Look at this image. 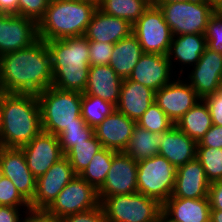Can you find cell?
I'll return each instance as SVG.
<instances>
[{
  "label": "cell",
  "instance_id": "6da1fadb",
  "mask_svg": "<svg viewBox=\"0 0 222 222\" xmlns=\"http://www.w3.org/2000/svg\"><path fill=\"white\" fill-rule=\"evenodd\" d=\"M52 84L51 56L43 39L0 56V90L5 93L37 95Z\"/></svg>",
  "mask_w": 222,
  "mask_h": 222
},
{
  "label": "cell",
  "instance_id": "7a4b0ae2",
  "mask_svg": "<svg viewBox=\"0 0 222 222\" xmlns=\"http://www.w3.org/2000/svg\"><path fill=\"white\" fill-rule=\"evenodd\" d=\"M46 43L52 63V86L83 93L90 68L89 41L84 36H80L56 39Z\"/></svg>",
  "mask_w": 222,
  "mask_h": 222
},
{
  "label": "cell",
  "instance_id": "3957f363",
  "mask_svg": "<svg viewBox=\"0 0 222 222\" xmlns=\"http://www.w3.org/2000/svg\"><path fill=\"white\" fill-rule=\"evenodd\" d=\"M42 131L37 95L5 93L2 103L0 146L21 148Z\"/></svg>",
  "mask_w": 222,
  "mask_h": 222
},
{
  "label": "cell",
  "instance_id": "277c9868",
  "mask_svg": "<svg viewBox=\"0 0 222 222\" xmlns=\"http://www.w3.org/2000/svg\"><path fill=\"white\" fill-rule=\"evenodd\" d=\"M97 7L82 0H50L37 23L38 37L45 42L84 36Z\"/></svg>",
  "mask_w": 222,
  "mask_h": 222
},
{
  "label": "cell",
  "instance_id": "5b68a950",
  "mask_svg": "<svg viewBox=\"0 0 222 222\" xmlns=\"http://www.w3.org/2000/svg\"><path fill=\"white\" fill-rule=\"evenodd\" d=\"M42 131L58 136L66 127L87 124L81 116L82 93L54 86L37 94Z\"/></svg>",
  "mask_w": 222,
  "mask_h": 222
},
{
  "label": "cell",
  "instance_id": "8992f818",
  "mask_svg": "<svg viewBox=\"0 0 222 222\" xmlns=\"http://www.w3.org/2000/svg\"><path fill=\"white\" fill-rule=\"evenodd\" d=\"M107 222H160L162 204L142 193L106 197L101 203Z\"/></svg>",
  "mask_w": 222,
  "mask_h": 222
},
{
  "label": "cell",
  "instance_id": "52a82bcc",
  "mask_svg": "<svg viewBox=\"0 0 222 222\" xmlns=\"http://www.w3.org/2000/svg\"><path fill=\"white\" fill-rule=\"evenodd\" d=\"M162 11L172 35L205 34L210 16L216 8L201 0L152 4Z\"/></svg>",
  "mask_w": 222,
  "mask_h": 222
},
{
  "label": "cell",
  "instance_id": "ba28073f",
  "mask_svg": "<svg viewBox=\"0 0 222 222\" xmlns=\"http://www.w3.org/2000/svg\"><path fill=\"white\" fill-rule=\"evenodd\" d=\"M176 171L177 169L159 154L137 162L138 192L163 204L173 193Z\"/></svg>",
  "mask_w": 222,
  "mask_h": 222
},
{
  "label": "cell",
  "instance_id": "9c48e42d",
  "mask_svg": "<svg viewBox=\"0 0 222 222\" xmlns=\"http://www.w3.org/2000/svg\"><path fill=\"white\" fill-rule=\"evenodd\" d=\"M132 33L137 37L144 53L167 56L173 35L158 6L150 5L133 24Z\"/></svg>",
  "mask_w": 222,
  "mask_h": 222
},
{
  "label": "cell",
  "instance_id": "30bf717a",
  "mask_svg": "<svg viewBox=\"0 0 222 222\" xmlns=\"http://www.w3.org/2000/svg\"><path fill=\"white\" fill-rule=\"evenodd\" d=\"M99 205L98 190L80 175H76L46 210L61 220L67 215L84 212Z\"/></svg>",
  "mask_w": 222,
  "mask_h": 222
},
{
  "label": "cell",
  "instance_id": "8fae6325",
  "mask_svg": "<svg viewBox=\"0 0 222 222\" xmlns=\"http://www.w3.org/2000/svg\"><path fill=\"white\" fill-rule=\"evenodd\" d=\"M137 189V162L124 152L113 155L111 167L98 190L100 203L108 196L131 194Z\"/></svg>",
  "mask_w": 222,
  "mask_h": 222
},
{
  "label": "cell",
  "instance_id": "7c38bea8",
  "mask_svg": "<svg viewBox=\"0 0 222 222\" xmlns=\"http://www.w3.org/2000/svg\"><path fill=\"white\" fill-rule=\"evenodd\" d=\"M38 39L36 21L16 14L0 13V56L22 50Z\"/></svg>",
  "mask_w": 222,
  "mask_h": 222
},
{
  "label": "cell",
  "instance_id": "4fadbf2b",
  "mask_svg": "<svg viewBox=\"0 0 222 222\" xmlns=\"http://www.w3.org/2000/svg\"><path fill=\"white\" fill-rule=\"evenodd\" d=\"M188 74L187 81L200 99L222 88V54L206 47L199 61Z\"/></svg>",
  "mask_w": 222,
  "mask_h": 222
},
{
  "label": "cell",
  "instance_id": "5bb4252c",
  "mask_svg": "<svg viewBox=\"0 0 222 222\" xmlns=\"http://www.w3.org/2000/svg\"><path fill=\"white\" fill-rule=\"evenodd\" d=\"M173 80L155 92L154 102L175 124L199 100L196 91L181 77Z\"/></svg>",
  "mask_w": 222,
  "mask_h": 222
},
{
  "label": "cell",
  "instance_id": "9a60e30c",
  "mask_svg": "<svg viewBox=\"0 0 222 222\" xmlns=\"http://www.w3.org/2000/svg\"><path fill=\"white\" fill-rule=\"evenodd\" d=\"M76 176L70 161L64 156L37 178L36 192L30 202L32 209H47L62 189Z\"/></svg>",
  "mask_w": 222,
  "mask_h": 222
},
{
  "label": "cell",
  "instance_id": "2e32d148",
  "mask_svg": "<svg viewBox=\"0 0 222 222\" xmlns=\"http://www.w3.org/2000/svg\"><path fill=\"white\" fill-rule=\"evenodd\" d=\"M21 149L29 170L36 178L44 175L53 164L64 157L58 136L45 131H41Z\"/></svg>",
  "mask_w": 222,
  "mask_h": 222
},
{
  "label": "cell",
  "instance_id": "e0dca14e",
  "mask_svg": "<svg viewBox=\"0 0 222 222\" xmlns=\"http://www.w3.org/2000/svg\"><path fill=\"white\" fill-rule=\"evenodd\" d=\"M3 175L10 179L20 194L30 203L36 192L37 178L29 170L21 148L0 146Z\"/></svg>",
  "mask_w": 222,
  "mask_h": 222
},
{
  "label": "cell",
  "instance_id": "ac0fdd59",
  "mask_svg": "<svg viewBox=\"0 0 222 222\" xmlns=\"http://www.w3.org/2000/svg\"><path fill=\"white\" fill-rule=\"evenodd\" d=\"M171 73L173 69L166 55L144 53L128 79L139 82L156 92L172 81Z\"/></svg>",
  "mask_w": 222,
  "mask_h": 222
},
{
  "label": "cell",
  "instance_id": "d6986e66",
  "mask_svg": "<svg viewBox=\"0 0 222 222\" xmlns=\"http://www.w3.org/2000/svg\"><path fill=\"white\" fill-rule=\"evenodd\" d=\"M136 122L116 109L94 128V134L103 147L124 152Z\"/></svg>",
  "mask_w": 222,
  "mask_h": 222
},
{
  "label": "cell",
  "instance_id": "ffe728a7",
  "mask_svg": "<svg viewBox=\"0 0 222 222\" xmlns=\"http://www.w3.org/2000/svg\"><path fill=\"white\" fill-rule=\"evenodd\" d=\"M210 181L200 161L195 158L176 171L175 187L172 193L176 198L200 199L208 197Z\"/></svg>",
  "mask_w": 222,
  "mask_h": 222
},
{
  "label": "cell",
  "instance_id": "44dd1931",
  "mask_svg": "<svg viewBox=\"0 0 222 222\" xmlns=\"http://www.w3.org/2000/svg\"><path fill=\"white\" fill-rule=\"evenodd\" d=\"M208 197L176 198L172 195L162 204L161 221L210 222Z\"/></svg>",
  "mask_w": 222,
  "mask_h": 222
},
{
  "label": "cell",
  "instance_id": "7402d4cb",
  "mask_svg": "<svg viewBox=\"0 0 222 222\" xmlns=\"http://www.w3.org/2000/svg\"><path fill=\"white\" fill-rule=\"evenodd\" d=\"M133 25L126 19L117 18L95 10L84 37L88 41L115 44L132 33Z\"/></svg>",
  "mask_w": 222,
  "mask_h": 222
},
{
  "label": "cell",
  "instance_id": "603a6c76",
  "mask_svg": "<svg viewBox=\"0 0 222 222\" xmlns=\"http://www.w3.org/2000/svg\"><path fill=\"white\" fill-rule=\"evenodd\" d=\"M154 99L155 91L151 88L128 78L123 79L116 110L137 122Z\"/></svg>",
  "mask_w": 222,
  "mask_h": 222
},
{
  "label": "cell",
  "instance_id": "cb8c5ba5",
  "mask_svg": "<svg viewBox=\"0 0 222 222\" xmlns=\"http://www.w3.org/2000/svg\"><path fill=\"white\" fill-rule=\"evenodd\" d=\"M122 80L110 65L90 66L83 93L102 98L116 106L119 102Z\"/></svg>",
  "mask_w": 222,
  "mask_h": 222
},
{
  "label": "cell",
  "instance_id": "d4e9b609",
  "mask_svg": "<svg viewBox=\"0 0 222 222\" xmlns=\"http://www.w3.org/2000/svg\"><path fill=\"white\" fill-rule=\"evenodd\" d=\"M158 154L165 157L176 169L196 158L197 142L173 125L162 133Z\"/></svg>",
  "mask_w": 222,
  "mask_h": 222
},
{
  "label": "cell",
  "instance_id": "484cf974",
  "mask_svg": "<svg viewBox=\"0 0 222 222\" xmlns=\"http://www.w3.org/2000/svg\"><path fill=\"white\" fill-rule=\"evenodd\" d=\"M207 47L205 34H183L173 36L167 54L171 63L178 62L181 66H195ZM175 60H174V59ZM174 60V61H173ZM194 64V65H193Z\"/></svg>",
  "mask_w": 222,
  "mask_h": 222
},
{
  "label": "cell",
  "instance_id": "4316f807",
  "mask_svg": "<svg viewBox=\"0 0 222 222\" xmlns=\"http://www.w3.org/2000/svg\"><path fill=\"white\" fill-rule=\"evenodd\" d=\"M143 54L137 37L131 33L114 44L109 65L121 79H127Z\"/></svg>",
  "mask_w": 222,
  "mask_h": 222
},
{
  "label": "cell",
  "instance_id": "83f0119b",
  "mask_svg": "<svg viewBox=\"0 0 222 222\" xmlns=\"http://www.w3.org/2000/svg\"><path fill=\"white\" fill-rule=\"evenodd\" d=\"M212 125L208 106L203 99L199 100L175 123L180 131L197 143Z\"/></svg>",
  "mask_w": 222,
  "mask_h": 222
},
{
  "label": "cell",
  "instance_id": "f1b7e54d",
  "mask_svg": "<svg viewBox=\"0 0 222 222\" xmlns=\"http://www.w3.org/2000/svg\"><path fill=\"white\" fill-rule=\"evenodd\" d=\"M161 141L162 133L151 132L136 124L124 153L140 162L158 155Z\"/></svg>",
  "mask_w": 222,
  "mask_h": 222
},
{
  "label": "cell",
  "instance_id": "f546056e",
  "mask_svg": "<svg viewBox=\"0 0 222 222\" xmlns=\"http://www.w3.org/2000/svg\"><path fill=\"white\" fill-rule=\"evenodd\" d=\"M151 4V0H103L97 8L105 14L126 19L133 25Z\"/></svg>",
  "mask_w": 222,
  "mask_h": 222
},
{
  "label": "cell",
  "instance_id": "4dcf8cb0",
  "mask_svg": "<svg viewBox=\"0 0 222 222\" xmlns=\"http://www.w3.org/2000/svg\"><path fill=\"white\" fill-rule=\"evenodd\" d=\"M115 153L116 151L103 147L94 154L89 165L79 175L99 190L105 182Z\"/></svg>",
  "mask_w": 222,
  "mask_h": 222
},
{
  "label": "cell",
  "instance_id": "1f68e13d",
  "mask_svg": "<svg viewBox=\"0 0 222 222\" xmlns=\"http://www.w3.org/2000/svg\"><path fill=\"white\" fill-rule=\"evenodd\" d=\"M115 109L111 102L82 93L81 116L90 127L98 126Z\"/></svg>",
  "mask_w": 222,
  "mask_h": 222
},
{
  "label": "cell",
  "instance_id": "d6a6232c",
  "mask_svg": "<svg viewBox=\"0 0 222 222\" xmlns=\"http://www.w3.org/2000/svg\"><path fill=\"white\" fill-rule=\"evenodd\" d=\"M103 148L100 140L94 134L88 140L75 144L65 155L76 175H79L90 163L94 154Z\"/></svg>",
  "mask_w": 222,
  "mask_h": 222
},
{
  "label": "cell",
  "instance_id": "836d02e7",
  "mask_svg": "<svg viewBox=\"0 0 222 222\" xmlns=\"http://www.w3.org/2000/svg\"><path fill=\"white\" fill-rule=\"evenodd\" d=\"M196 158L210 183L222 180V148L197 146Z\"/></svg>",
  "mask_w": 222,
  "mask_h": 222
},
{
  "label": "cell",
  "instance_id": "e575fe53",
  "mask_svg": "<svg viewBox=\"0 0 222 222\" xmlns=\"http://www.w3.org/2000/svg\"><path fill=\"white\" fill-rule=\"evenodd\" d=\"M136 124L154 133H164L175 125L155 102L143 113Z\"/></svg>",
  "mask_w": 222,
  "mask_h": 222
},
{
  "label": "cell",
  "instance_id": "d590c367",
  "mask_svg": "<svg viewBox=\"0 0 222 222\" xmlns=\"http://www.w3.org/2000/svg\"><path fill=\"white\" fill-rule=\"evenodd\" d=\"M94 135V128L88 124H78L66 127L58 135L61 150L64 156L75 146Z\"/></svg>",
  "mask_w": 222,
  "mask_h": 222
},
{
  "label": "cell",
  "instance_id": "8d00e7d4",
  "mask_svg": "<svg viewBox=\"0 0 222 222\" xmlns=\"http://www.w3.org/2000/svg\"><path fill=\"white\" fill-rule=\"evenodd\" d=\"M0 206L19 207L24 210L31 208L30 203L20 194L13 182L5 176L0 181Z\"/></svg>",
  "mask_w": 222,
  "mask_h": 222
},
{
  "label": "cell",
  "instance_id": "74e56055",
  "mask_svg": "<svg viewBox=\"0 0 222 222\" xmlns=\"http://www.w3.org/2000/svg\"><path fill=\"white\" fill-rule=\"evenodd\" d=\"M205 37L207 47L222 54V13L217 9L210 16Z\"/></svg>",
  "mask_w": 222,
  "mask_h": 222
},
{
  "label": "cell",
  "instance_id": "f35d334b",
  "mask_svg": "<svg viewBox=\"0 0 222 222\" xmlns=\"http://www.w3.org/2000/svg\"><path fill=\"white\" fill-rule=\"evenodd\" d=\"M114 44L89 41L90 66L109 65Z\"/></svg>",
  "mask_w": 222,
  "mask_h": 222
},
{
  "label": "cell",
  "instance_id": "ab89813d",
  "mask_svg": "<svg viewBox=\"0 0 222 222\" xmlns=\"http://www.w3.org/2000/svg\"><path fill=\"white\" fill-rule=\"evenodd\" d=\"M50 0H19L18 15L33 19L37 23L44 16Z\"/></svg>",
  "mask_w": 222,
  "mask_h": 222
},
{
  "label": "cell",
  "instance_id": "60d3db41",
  "mask_svg": "<svg viewBox=\"0 0 222 222\" xmlns=\"http://www.w3.org/2000/svg\"><path fill=\"white\" fill-rule=\"evenodd\" d=\"M60 222H107L104 210L100 204L98 207L63 217Z\"/></svg>",
  "mask_w": 222,
  "mask_h": 222
},
{
  "label": "cell",
  "instance_id": "b9f144b4",
  "mask_svg": "<svg viewBox=\"0 0 222 222\" xmlns=\"http://www.w3.org/2000/svg\"><path fill=\"white\" fill-rule=\"evenodd\" d=\"M203 100L208 106L212 124L222 126V89Z\"/></svg>",
  "mask_w": 222,
  "mask_h": 222
},
{
  "label": "cell",
  "instance_id": "7bdbcfd3",
  "mask_svg": "<svg viewBox=\"0 0 222 222\" xmlns=\"http://www.w3.org/2000/svg\"><path fill=\"white\" fill-rule=\"evenodd\" d=\"M197 146L222 148V126L212 125L198 141Z\"/></svg>",
  "mask_w": 222,
  "mask_h": 222
},
{
  "label": "cell",
  "instance_id": "ee69618b",
  "mask_svg": "<svg viewBox=\"0 0 222 222\" xmlns=\"http://www.w3.org/2000/svg\"><path fill=\"white\" fill-rule=\"evenodd\" d=\"M25 213V217L21 222H60L59 219L50 214L46 209H32L29 208ZM27 215V216H26Z\"/></svg>",
  "mask_w": 222,
  "mask_h": 222
},
{
  "label": "cell",
  "instance_id": "f6af8a7d",
  "mask_svg": "<svg viewBox=\"0 0 222 222\" xmlns=\"http://www.w3.org/2000/svg\"><path fill=\"white\" fill-rule=\"evenodd\" d=\"M208 199L211 209L222 211V180L210 183Z\"/></svg>",
  "mask_w": 222,
  "mask_h": 222
},
{
  "label": "cell",
  "instance_id": "bcb514c9",
  "mask_svg": "<svg viewBox=\"0 0 222 222\" xmlns=\"http://www.w3.org/2000/svg\"><path fill=\"white\" fill-rule=\"evenodd\" d=\"M19 207L0 206V222H21Z\"/></svg>",
  "mask_w": 222,
  "mask_h": 222
},
{
  "label": "cell",
  "instance_id": "7dc6e473",
  "mask_svg": "<svg viewBox=\"0 0 222 222\" xmlns=\"http://www.w3.org/2000/svg\"><path fill=\"white\" fill-rule=\"evenodd\" d=\"M19 0H0V13L18 15Z\"/></svg>",
  "mask_w": 222,
  "mask_h": 222
},
{
  "label": "cell",
  "instance_id": "c3c4849f",
  "mask_svg": "<svg viewBox=\"0 0 222 222\" xmlns=\"http://www.w3.org/2000/svg\"><path fill=\"white\" fill-rule=\"evenodd\" d=\"M210 222H222V211L210 209Z\"/></svg>",
  "mask_w": 222,
  "mask_h": 222
},
{
  "label": "cell",
  "instance_id": "681fc988",
  "mask_svg": "<svg viewBox=\"0 0 222 222\" xmlns=\"http://www.w3.org/2000/svg\"><path fill=\"white\" fill-rule=\"evenodd\" d=\"M186 1H196V0H151L152 4H167V3H177Z\"/></svg>",
  "mask_w": 222,
  "mask_h": 222
},
{
  "label": "cell",
  "instance_id": "f907efd6",
  "mask_svg": "<svg viewBox=\"0 0 222 222\" xmlns=\"http://www.w3.org/2000/svg\"><path fill=\"white\" fill-rule=\"evenodd\" d=\"M4 91L0 90V131H1V123H2V103H3V95Z\"/></svg>",
  "mask_w": 222,
  "mask_h": 222
},
{
  "label": "cell",
  "instance_id": "816d5d0a",
  "mask_svg": "<svg viewBox=\"0 0 222 222\" xmlns=\"http://www.w3.org/2000/svg\"><path fill=\"white\" fill-rule=\"evenodd\" d=\"M212 4L216 9L222 4V0H201Z\"/></svg>",
  "mask_w": 222,
  "mask_h": 222
},
{
  "label": "cell",
  "instance_id": "f5cc1de1",
  "mask_svg": "<svg viewBox=\"0 0 222 222\" xmlns=\"http://www.w3.org/2000/svg\"><path fill=\"white\" fill-rule=\"evenodd\" d=\"M82 1L90 2L94 4L96 7H98L103 0H82Z\"/></svg>",
  "mask_w": 222,
  "mask_h": 222
},
{
  "label": "cell",
  "instance_id": "db71d44e",
  "mask_svg": "<svg viewBox=\"0 0 222 222\" xmlns=\"http://www.w3.org/2000/svg\"><path fill=\"white\" fill-rule=\"evenodd\" d=\"M3 170H2V166H1V164H0V181L2 180V178H3Z\"/></svg>",
  "mask_w": 222,
  "mask_h": 222
},
{
  "label": "cell",
  "instance_id": "11a10c76",
  "mask_svg": "<svg viewBox=\"0 0 222 222\" xmlns=\"http://www.w3.org/2000/svg\"><path fill=\"white\" fill-rule=\"evenodd\" d=\"M222 13V4L217 8Z\"/></svg>",
  "mask_w": 222,
  "mask_h": 222
}]
</instances>
